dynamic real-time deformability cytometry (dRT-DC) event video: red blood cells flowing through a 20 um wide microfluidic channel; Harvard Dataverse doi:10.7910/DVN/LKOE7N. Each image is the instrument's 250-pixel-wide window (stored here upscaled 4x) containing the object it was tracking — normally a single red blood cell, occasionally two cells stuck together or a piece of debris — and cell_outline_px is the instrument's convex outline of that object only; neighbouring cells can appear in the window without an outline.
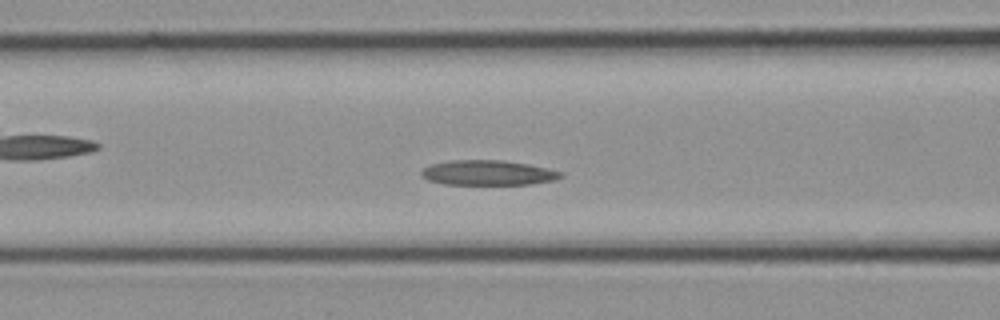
{"species": "common noctule bat (a hibernating species)", "species_latin": "Nyctalus noctula", "temperature_condition": "cold", "stored_images_in_passage": 10, "camera_frame_rate_fps": 3000, "um_per_image_px": 0.085, "animal": {"sex": "female", "body_mass_g": 21.9}, "frame": {"image": 1, "passage_image": 5, "time_ms": 1.333, "image_size_px": [1000, 320], "cell_outline_px": [[564, 176], [556, 180], [532, 184], [444, 184], [428, 180], [420, 176], [420, 172], [428, 164], [448, 160], [504, 160], [528, 164], [548, 168], [564, 172]], "centroid_in_image_um": [41.48, 14.68], "position_along_channel_um": 125.1, "area_um2": 20.58}}
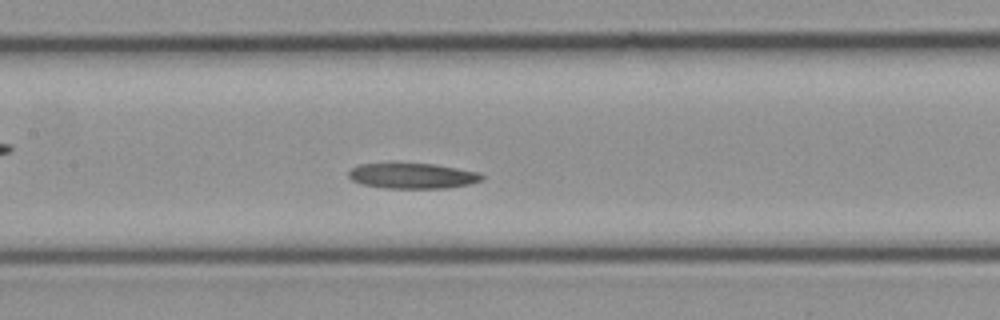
{"frame": {"image": 2, "passage_image": 7, "time_ms": 2.0, "image_size_px": [1000, 320], "cell_outline_px": [[484, 180], [468, 184], [448, 188], [384, 188], [364, 184], [352, 180], [348, 176], [348, 172], [352, 168], [360, 164], [388, 160], [396, 160], [432, 164], [480, 172], [484, 176]], "centroid_in_image_um": [35.01, 14.89], "position_along_channel_um": 172.4, "area_um2": 20.69}}
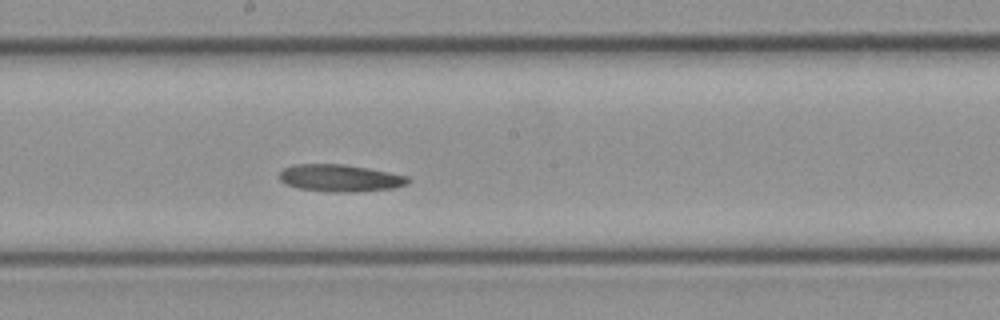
{"frame": {"image": 3, "passage_image": 9, "time_ms": 2.667, "image_size_px": [1000, 320], "cell_outline_px": [[412, 180], [408, 184], [392, 188], [356, 192], [328, 192], [296, 188], [284, 184], [280, 180], [280, 172], [284, 168], [296, 164], [344, 164], [368, 168], [408, 176]], "centroid_in_image_um": [28.9, 15.14], "position_along_channel_um": 219.3, "area_um2": 20.52}}